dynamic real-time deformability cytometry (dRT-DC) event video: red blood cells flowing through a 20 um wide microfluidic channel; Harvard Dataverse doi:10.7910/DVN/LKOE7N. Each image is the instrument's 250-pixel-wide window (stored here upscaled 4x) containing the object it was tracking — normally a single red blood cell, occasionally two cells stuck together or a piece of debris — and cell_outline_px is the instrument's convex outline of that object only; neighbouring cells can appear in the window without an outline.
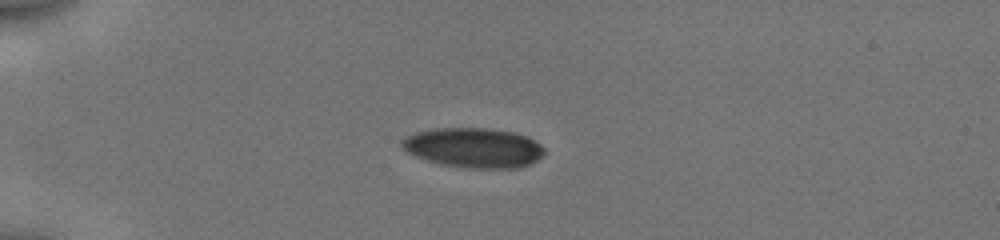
{"species": "human", "species_latin": "Homo sapiens", "temperature_condition": "cold", "stored_images_in_passage": 7, "camera_frame_rate_fps": 3000, "um_per_image_px": 0.085, "donor": {"sex": "male"}, "frame": {"image": 1, "passage_image": 1, "time_ms": 0.0, "image_size_px": [1000, 240], "cell_outline_px": [[544, 156], [520, 168], [468, 168], [440, 164], [416, 156], [408, 152], [400, 144], [400, 140], [404, 136], [416, 132], [436, 128], [488, 128], [516, 132], [528, 136], [540, 144], [544, 148]], "centroid_in_image_um": [40.27, 12.55], "position_along_channel_um": 44.7, "area_um2": 33.23}}
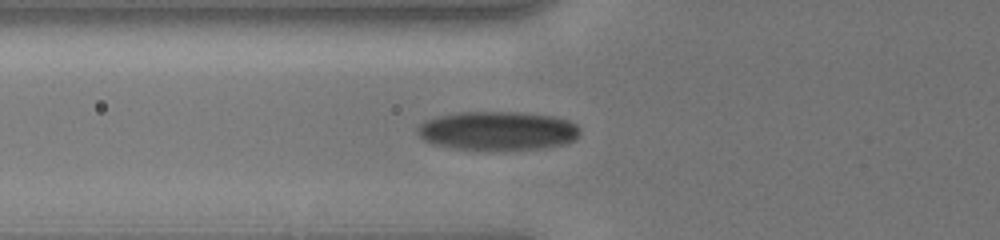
{"frame": {"image": 2, "passage_image": 6, "time_ms": 2.0, "image_size_px": [1000, 240], "cell_outline_px": [[580, 132], [576, 140], [568, 144], [536, 148], [488, 152], [484, 152], [456, 148], [432, 144], [424, 140], [416, 132], [416, 128], [424, 120], [440, 116], [460, 112], [524, 112], [552, 116], [568, 120], [576, 124], [580, 128]], "centroid_in_image_um": [42.31, 11.14], "position_along_channel_um": 83.5, "area_um2": 37.57}}